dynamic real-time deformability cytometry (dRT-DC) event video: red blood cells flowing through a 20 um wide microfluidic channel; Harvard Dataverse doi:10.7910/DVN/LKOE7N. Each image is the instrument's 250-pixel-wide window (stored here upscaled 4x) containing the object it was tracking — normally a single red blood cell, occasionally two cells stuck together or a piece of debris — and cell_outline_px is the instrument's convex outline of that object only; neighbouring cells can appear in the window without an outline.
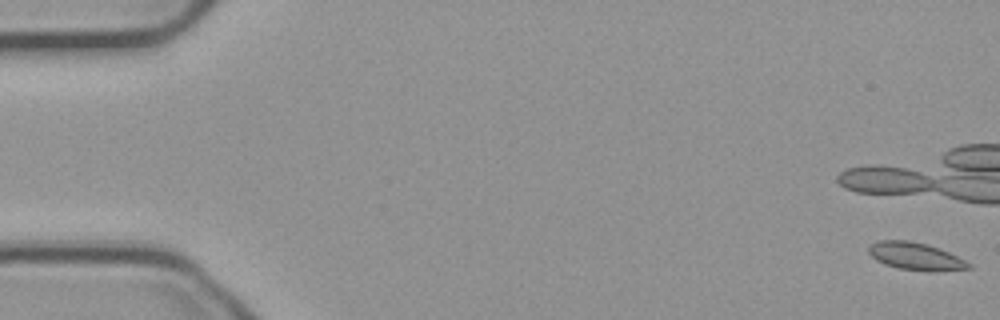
{"species": "common noctule bat (a hibernating species)", "species_latin": "Nyctalus noctula", "temperature_condition": "cold", "stored_images_in_passage": 57, "camera_frame_rate_fps": 3000, "um_per_image_px": 0.085, "animal": {"sex": "male", "body_mass_g": 23.1, "forearm_length_mm": 52.7}, "frame": {"image": 1, "passage_image": 1, "time_ms": 0.0, "image_size_px": [1000, 320], "cell_outline_px": [[972, 268], [932, 272], [928, 272], [900, 268], [884, 264], [876, 260], [868, 252], [868, 244], [880, 240], [908, 240], [928, 244], [940, 248], [972, 264]], "centroid_in_image_um": [77.82, 21.78], "position_along_channel_um": 7.2, "area_um2": 16.18}, "authors_computed_cell_mechanics": {"area_um2": 15.9528, "velocity_mm_per_s": 3.7016, "shape_relaxation_time_tau1_ms": null, "shape_relaxation_time_tau2_ms": 4.5983, "deformation_change_tau1": null, "deformation_change_tau2": 0.0557}}